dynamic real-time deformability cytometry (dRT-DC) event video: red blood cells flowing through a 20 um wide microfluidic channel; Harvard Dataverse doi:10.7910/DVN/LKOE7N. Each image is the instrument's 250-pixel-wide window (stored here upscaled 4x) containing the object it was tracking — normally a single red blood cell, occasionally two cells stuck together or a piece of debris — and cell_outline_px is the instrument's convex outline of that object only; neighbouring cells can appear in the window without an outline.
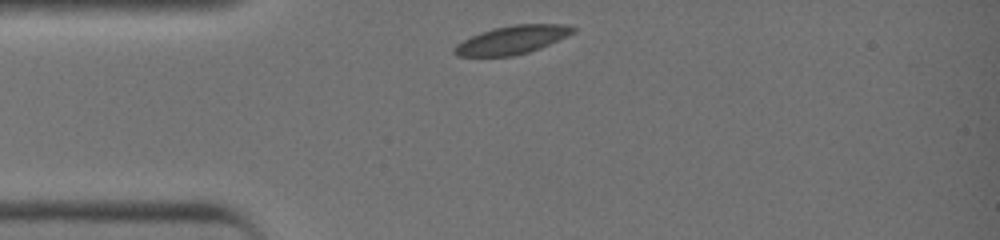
{"species": "common noctule bat (a hibernating species)", "species_latin": "Nyctalus noctula", "temperature_condition": "warm", "stored_images_in_passage": 5, "camera_frame_rate_fps": 3000, "um_per_image_px": 0.085, "animal": {"sex": "female", "body_mass_g": 19.0, "forearm_length_mm": 51.5}, "frame": {"image": 1, "passage_image": 1, "time_ms": 0.0, "image_size_px": [1000, 240], "cell_outline_px": [[576, 32], [540, 48], [528, 52], [512, 56], [456, 56], [452, 52], [452, 48], [456, 44], [480, 32], [512, 24], [564, 24], [576, 28]], "centroid_in_image_um": [43.52, 3.39], "position_along_channel_um": 41.5, "area_um2": 19.54}}